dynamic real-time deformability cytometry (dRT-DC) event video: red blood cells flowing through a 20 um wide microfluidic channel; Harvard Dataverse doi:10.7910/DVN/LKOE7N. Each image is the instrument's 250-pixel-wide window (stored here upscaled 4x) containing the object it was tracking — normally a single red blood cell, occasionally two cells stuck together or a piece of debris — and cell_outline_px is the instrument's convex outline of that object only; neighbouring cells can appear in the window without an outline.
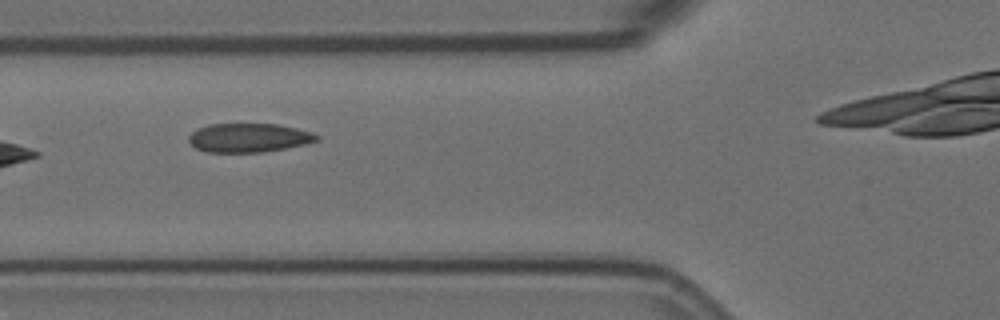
{"species": "Egyptian fruit bat (a non-hibernating species)", "species_latin": "Rousettus aegyptiacus", "temperature_condition": "room temperature", "stored_images_in_passage": 4, "camera_frame_rate_fps": 3000, "um_per_image_px": 0.085, "animal": {"sex": "female"}, "frame": {"image": 1, "passage_image": 2, "time_ms": 0.333, "image_size_px": [1000, 320], "cell_outline_px": [[320, 140], [304, 144], [284, 148], [260, 152], [208, 152], [196, 148], [188, 140], [188, 136], [196, 128], [208, 124], [276, 124], [296, 128], [312, 132], [320, 136]], "centroid_in_image_um": [21.13, 11.7], "position_along_channel_um": 104.7, "area_um2": 21.5}}
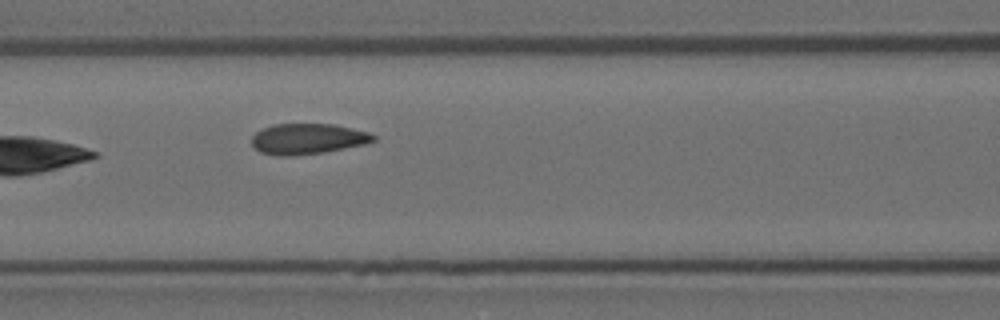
{"frame": {"image": 2, "passage_image": 3, "time_ms": 0.667, "image_size_px": [1000, 320], "cell_outline_px": [[376, 140], [364, 144], [324, 152], [292, 156], [280, 156], [260, 152], [252, 144], [252, 136], [256, 132], [272, 124], [336, 124], [368, 132], [376, 136]], "centroid_in_image_um": [26.16, 11.8], "position_along_channel_um": 140.4, "area_um2": 21.68}}